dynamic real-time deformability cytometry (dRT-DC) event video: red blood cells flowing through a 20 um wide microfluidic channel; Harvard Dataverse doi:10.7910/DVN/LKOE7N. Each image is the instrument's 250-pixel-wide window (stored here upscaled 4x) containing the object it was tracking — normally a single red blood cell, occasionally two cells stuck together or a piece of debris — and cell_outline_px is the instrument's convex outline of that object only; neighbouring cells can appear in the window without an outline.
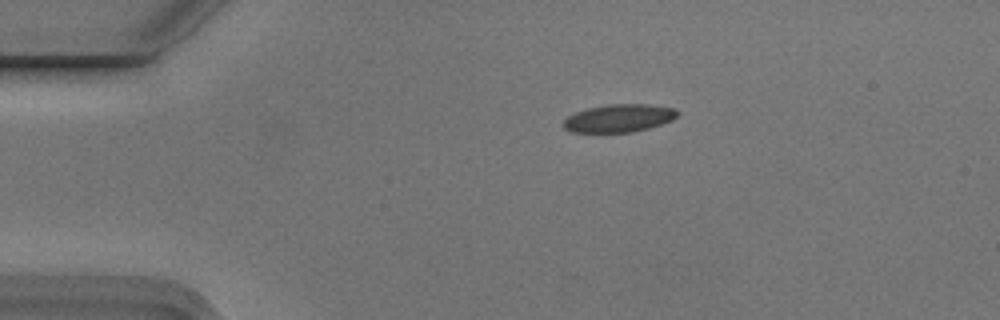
{"species": "Egyptian fruit bat (a non-hibernating species)", "species_latin": "Rousettus aegyptiacus", "temperature_condition": "cold", "stored_images_in_passage": 3, "camera_frame_rate_fps": 3000, "um_per_image_px": 0.085, "animal": {"sex": "male"}, "frame": {"image": 1, "passage_image": 1, "time_ms": 0.0, "image_size_px": [1000, 320], "cell_outline_px": [[680, 112], [672, 120], [648, 128], [632, 132], [572, 132], [564, 128], [564, 120], [568, 116], [576, 112], [588, 108], [608, 104], [648, 104], [676, 108]], "centroid_in_image_um": [52.63, 10.04], "position_along_channel_um": 32.4, "area_um2": 18.44}}
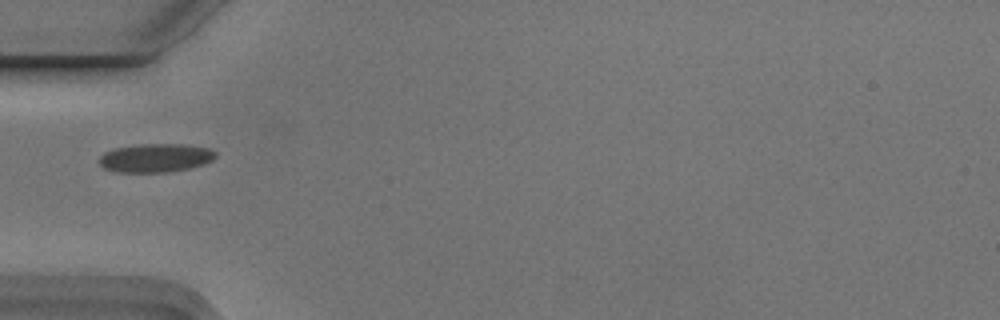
{"frame": {"image": 2, "passage_image": 3, "time_ms": 0.667, "image_size_px": [1000, 320], "cell_outline_px": [[216, 156], [212, 160], [204, 164], [188, 168], [168, 172], [116, 172], [104, 168], [100, 164], [100, 156], [104, 152], [116, 148], [140, 144], [184, 144], [208, 148], [216, 152]], "centroid_in_image_um": [13.22, 13.42], "position_along_channel_um": 71.8, "area_um2": 19.31}}